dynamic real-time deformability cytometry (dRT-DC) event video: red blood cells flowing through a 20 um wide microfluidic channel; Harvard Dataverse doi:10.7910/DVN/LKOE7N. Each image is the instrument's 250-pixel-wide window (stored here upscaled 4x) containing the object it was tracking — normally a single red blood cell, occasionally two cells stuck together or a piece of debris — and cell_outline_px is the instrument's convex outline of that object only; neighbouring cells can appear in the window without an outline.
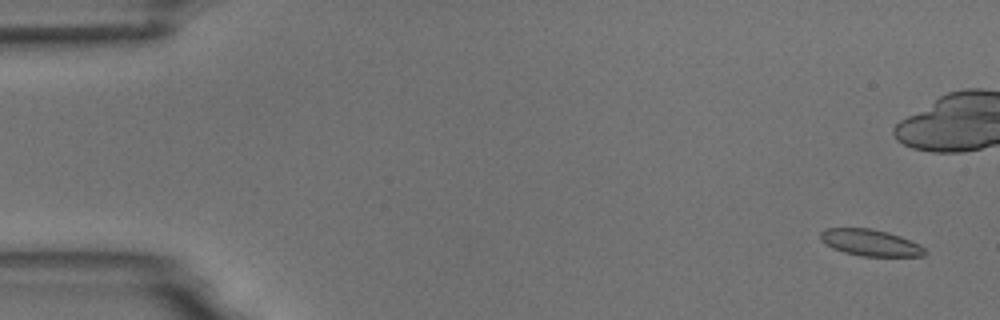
{"species": "common noctule bat (a hibernating species)", "species_latin": "Nyctalus noctula", "temperature_condition": "room temperature", "stored_images_in_passage": 6, "camera_frame_rate_fps": 3000, "um_per_image_px": 0.085, "animal": {"sex": "male", "body_mass_g": 18.8}, "frame": {"image": 1, "passage_image": 1, "time_ms": 0.0, "image_size_px": [1000, 320], "cell_outline_px": [[928, 252], [924, 256], [860, 256], [844, 252], [832, 248], [824, 244], [820, 240], [820, 232], [824, 228], [872, 228], [888, 232], [900, 236], [920, 244]], "centroid_in_image_um": [73.96, 20.62], "position_along_channel_um": 11.0, "area_um2": 16.36}}